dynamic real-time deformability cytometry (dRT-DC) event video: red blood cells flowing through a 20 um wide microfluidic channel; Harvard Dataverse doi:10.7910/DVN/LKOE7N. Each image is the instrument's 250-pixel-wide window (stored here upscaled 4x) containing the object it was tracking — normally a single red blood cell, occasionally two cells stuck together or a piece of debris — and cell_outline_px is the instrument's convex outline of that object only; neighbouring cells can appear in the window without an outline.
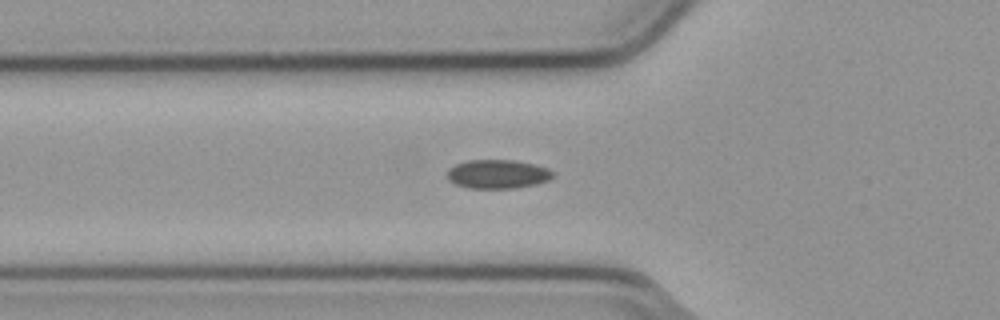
{"species": "common noctule bat (a hibernating species)", "species_latin": "Nyctalus noctula", "temperature_condition": "cold", "stored_images_in_passage": 37, "camera_frame_rate_fps": 3000, "um_per_image_px": 0.085, "animal": {"sex": "male", "body_mass_g": 23.1, "forearm_length_mm": 52.7}, "frame": {"image": 1, "passage_image": 7, "time_ms": 2.0, "image_size_px": [1000, 320], "cell_outline_px": [[552, 176], [548, 180], [536, 184], [516, 188], [468, 188], [456, 184], [448, 180], [448, 168], [456, 164], [468, 160], [512, 160], [532, 164], [548, 168], [552, 172]], "centroid_in_image_um": [42.27, 14.8], "position_along_channel_um": 83.5, "area_um2": 17.63}}
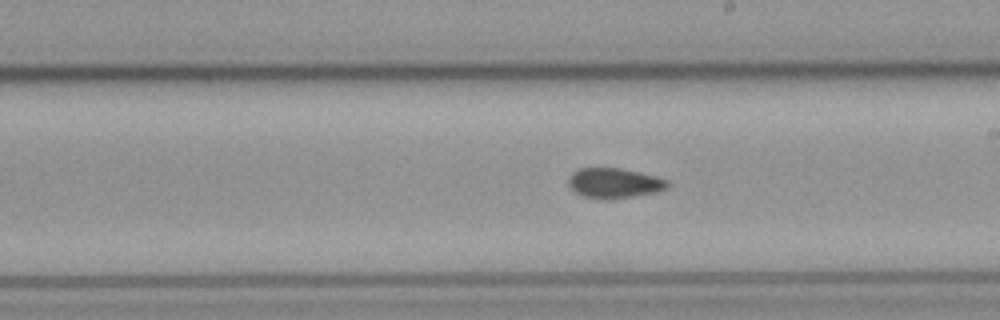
{"frame": {"image": 2, "passage_image": 19, "time_ms": 6.0, "image_size_px": [1000, 320], "cell_outline_px": [[668, 184], [664, 188], [652, 192], [632, 196], [608, 200], [584, 196], [576, 192], [568, 184], [568, 176], [572, 172], [580, 168], [620, 168], [640, 172], [668, 180]], "centroid_in_image_um": [52.15, 15.55], "position_along_channel_um": 236.9, "area_um2": 17.05}}
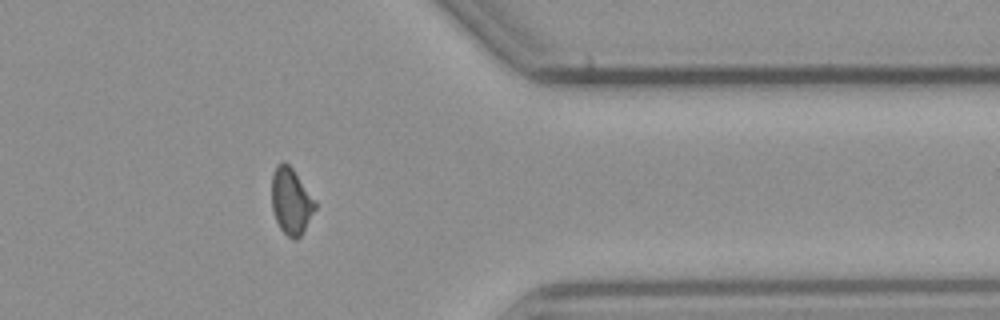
{"frame": {"image": 3, "passage_image": 32, "time_ms": 10.333, "image_size_px": [1000, 320], "cell_outline_px": [[316, 208], [300, 236], [296, 240], [292, 240], [280, 228], [276, 220], [272, 208], [272, 176], [276, 164], [284, 160], [292, 168], [316, 204]], "centroid_in_image_um": [24.71, 17.1], "position_along_channel_um": 386.7, "area_um2": 16.42}}